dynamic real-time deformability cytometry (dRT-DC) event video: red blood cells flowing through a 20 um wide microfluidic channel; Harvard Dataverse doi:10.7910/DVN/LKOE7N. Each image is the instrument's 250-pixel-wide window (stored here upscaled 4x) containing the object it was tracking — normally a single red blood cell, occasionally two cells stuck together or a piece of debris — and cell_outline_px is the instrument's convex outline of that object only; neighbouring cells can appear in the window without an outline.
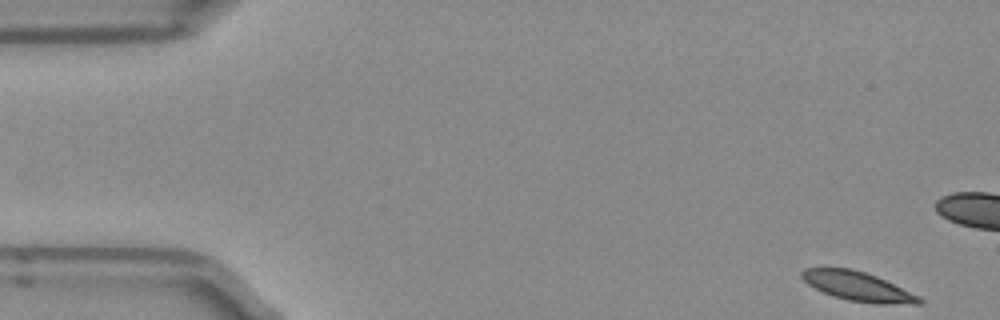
{"species": "Egyptian fruit bat (a non-hibernating species)", "species_latin": "Rousettus aegyptiacus", "temperature_condition": "room temperature", "stored_images_in_passage": 14, "camera_frame_rate_fps": 3000, "um_per_image_px": 0.085, "frame": {"image": 1, "passage_image": 1, "time_ms": 0.0, "image_size_px": [1000, 320], "cell_outline_px": [[924, 304], [876, 304], [848, 300], [832, 296], [808, 284], [800, 276], [800, 272], [804, 268], [852, 268], [876, 276], [920, 296], [924, 300]], "centroid_in_image_um": [72.94, 24.35], "position_along_channel_um": 12.1, "area_um2": 20.0}}